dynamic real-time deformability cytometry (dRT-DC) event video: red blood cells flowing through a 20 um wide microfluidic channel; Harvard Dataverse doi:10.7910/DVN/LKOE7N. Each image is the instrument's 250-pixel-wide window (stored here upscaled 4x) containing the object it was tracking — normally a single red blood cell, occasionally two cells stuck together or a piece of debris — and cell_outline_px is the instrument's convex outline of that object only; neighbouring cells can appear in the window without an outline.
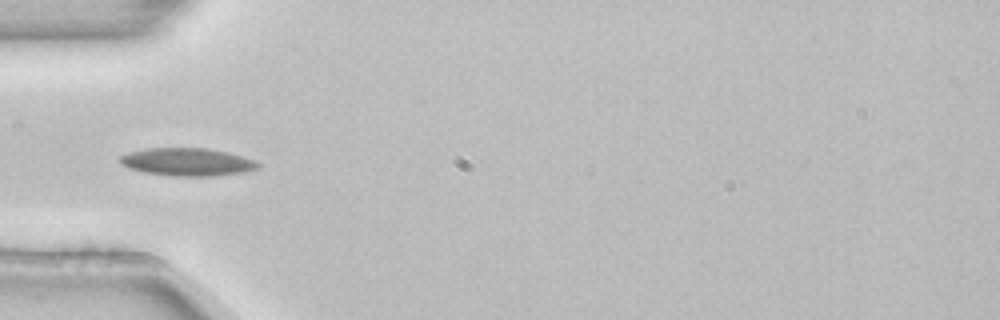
{"species": "common noctule bat (a hibernating species)", "species_latin": "Nyctalus noctula", "temperature_condition": "room temperature", "stored_images_in_passage": 37, "camera_frame_rate_fps": 3000, "um_per_image_px": 0.085, "animal": {"sex": "female", "body_mass_g": 22.7, "forearm_length_mm": 54.2}, "frame": {"image": 1, "passage_image": 1, "time_ms": 0.0, "image_size_px": [1000, 320], "cell_outline_px": [[260, 168], [244, 172], [212, 176], [172, 176], [144, 172], [128, 168], [120, 164], [120, 156], [132, 152], [148, 148], [208, 148], [228, 152], [256, 160], [260, 164]], "centroid_in_image_um": [15.96, 13.77], "position_along_channel_um": 69.0, "area_um2": 22.43}}
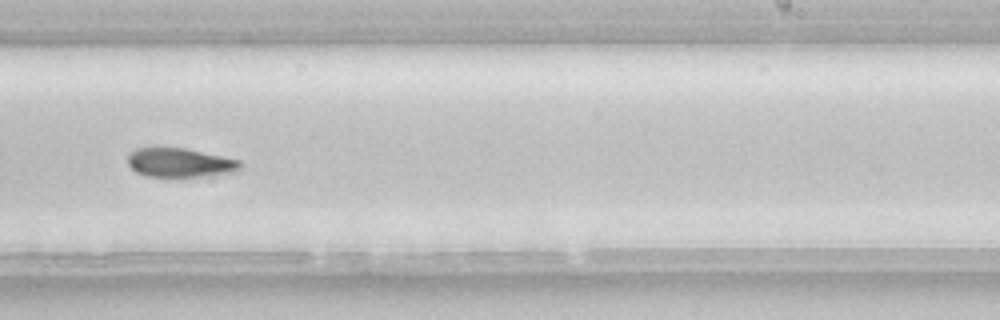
{"frame": {"image": 2, "passage_image": 17, "time_ms": 5.333, "image_size_px": [1000, 320], "cell_outline_px": [[240, 168], [236, 172], [200, 176], [148, 176], [136, 172], [128, 164], [128, 152], [136, 148], [184, 148], [240, 160]], "centroid_in_image_um": [15.27, 13.82], "position_along_channel_um": 273.7, "area_um2": 18.79}}
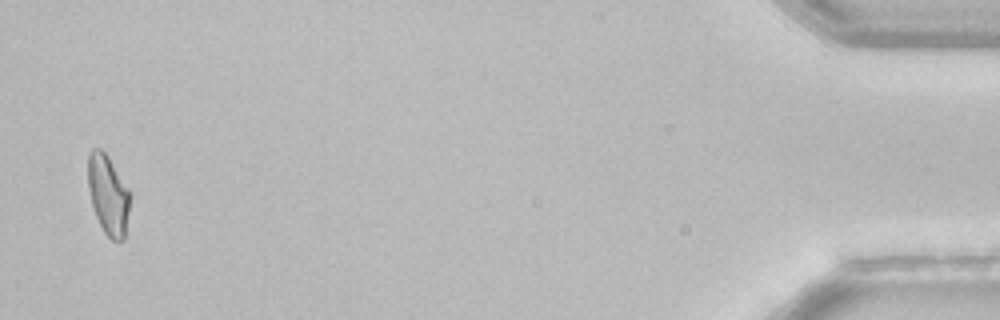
{"frame": {"image": 3, "passage_image": 36, "time_ms": 11.667, "image_size_px": [1000, 320], "cell_outline_px": [[132, 196], [124, 240], [112, 240], [104, 232], [96, 216], [92, 204], [88, 188], [88, 152], [92, 148], [100, 148], [108, 156], [128, 188]], "centroid_in_image_um": [9.21, 16.55], "position_along_channel_um": 426.0, "area_um2": 19.65}, "authors_computed_cell_mechanics": {"area_um2": 19.652, "velocity_mm_per_s": 3.8423, "shape_relaxation_time_tau1_ms": 6.096, "shape_relaxation_time_tau2_ms": null, "deformation_change_tau1": 0.1477, "deformation_change_tau2": null}}